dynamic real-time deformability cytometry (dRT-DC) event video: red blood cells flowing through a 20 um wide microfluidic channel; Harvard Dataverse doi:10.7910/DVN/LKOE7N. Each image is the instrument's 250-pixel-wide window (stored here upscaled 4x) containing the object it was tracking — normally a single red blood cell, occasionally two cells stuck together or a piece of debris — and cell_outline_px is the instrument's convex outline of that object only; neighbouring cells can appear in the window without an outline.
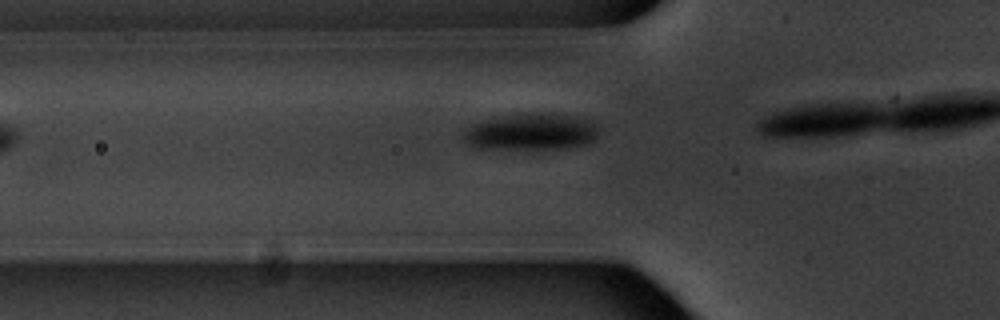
{"species": "common noctule bat (a hibernating species)", "species_latin": "Nyctalus noctula", "temperature_condition": "warm", "stored_images_in_passage": 5, "camera_frame_rate_fps": 3000, "um_per_image_px": 0.085, "animal": {"sex": "male", "body_mass_g": 20.1, "forearm_length_mm": 53.5}, "frame": {"image": 1, "passage_image": 5, "time_ms": 4.667, "image_size_px": [1000, 320], "cell_outline_px": [[596, 136], [588, 144], [564, 148], [476, 148], [468, 144], [460, 136], [460, 132], [468, 124], [480, 120], [504, 116], [540, 112], [576, 116], [592, 120], [596, 124]], "centroid_in_image_um": [45.06, 11.19], "position_along_channel_um": 80.7, "area_um2": 29.13}}